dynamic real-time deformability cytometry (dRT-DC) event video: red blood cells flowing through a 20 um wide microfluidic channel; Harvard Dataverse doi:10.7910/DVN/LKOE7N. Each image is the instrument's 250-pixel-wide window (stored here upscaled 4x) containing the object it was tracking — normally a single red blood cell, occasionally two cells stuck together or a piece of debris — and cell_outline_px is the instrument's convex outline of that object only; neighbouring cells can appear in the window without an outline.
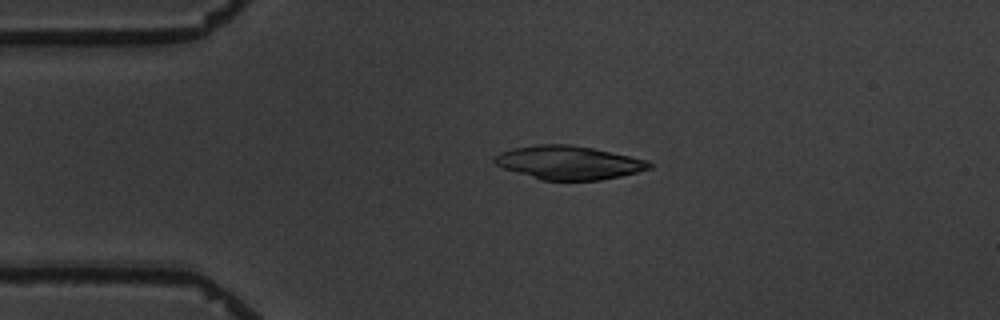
{"species": "common noctule bat (a hibernating species)", "species_latin": "Nyctalus noctula", "temperature_condition": "warm", "stored_images_in_passage": 5, "camera_frame_rate_fps": 3000, "um_per_image_px": 0.085, "animal": {"sex": "male", "body_mass_g": 19.5, "forearm_length_mm": 54.6}, "frame": {"image": 1, "passage_image": 5, "time_ms": 5.333, "image_size_px": [1000, 320], "cell_outline_px": [[652, 168], [620, 176], [600, 180], [540, 180], [504, 168], [496, 164], [492, 160], [492, 156], [500, 152], [512, 148], [536, 144], [572, 144], [592, 148], [628, 156], [644, 160], [652, 164]], "centroid_in_image_um": [48.27, 13.81], "position_along_channel_um": 36.7, "area_um2": 30.11}}